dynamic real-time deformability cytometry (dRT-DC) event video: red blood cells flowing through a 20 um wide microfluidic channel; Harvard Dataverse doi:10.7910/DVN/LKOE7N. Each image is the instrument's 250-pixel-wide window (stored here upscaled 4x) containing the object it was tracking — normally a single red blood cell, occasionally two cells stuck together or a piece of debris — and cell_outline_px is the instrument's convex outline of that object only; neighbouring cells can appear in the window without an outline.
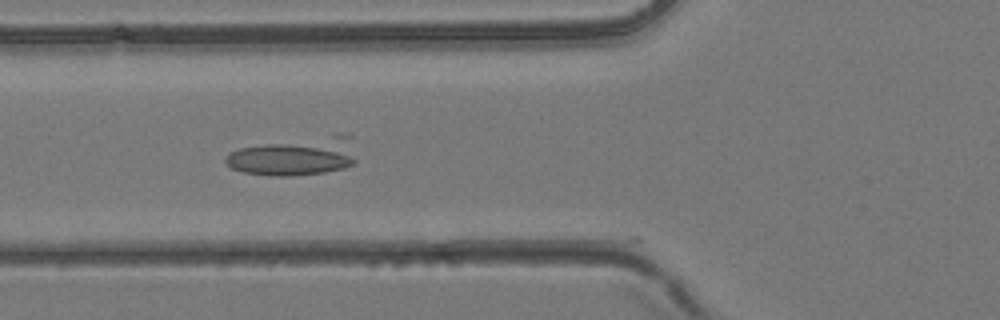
{"species": "common noctule bat (a hibernating species)", "species_latin": "Nyctalus noctula", "temperature_condition": "room temperature", "stored_images_in_passage": 44, "camera_frame_rate_fps": 3000, "um_per_image_px": 0.085, "animal": {"sex": "female", "body_mass_g": 24.6, "forearm_length_mm": 56.2}, "frame": {"image": 1, "passage_image": 17, "time_ms": 5.333, "image_size_px": [1000, 320], "cell_outline_px": [[356, 164], [344, 168], [324, 172], [288, 176], [272, 176], [244, 172], [232, 168], [224, 160], [232, 152], [240, 148], [340, 132], [348, 132], [352, 136], [356, 160]], "centroid_in_image_um": [25.2, 13.26], "position_along_channel_um": 100.6, "area_um2": 29.36}}
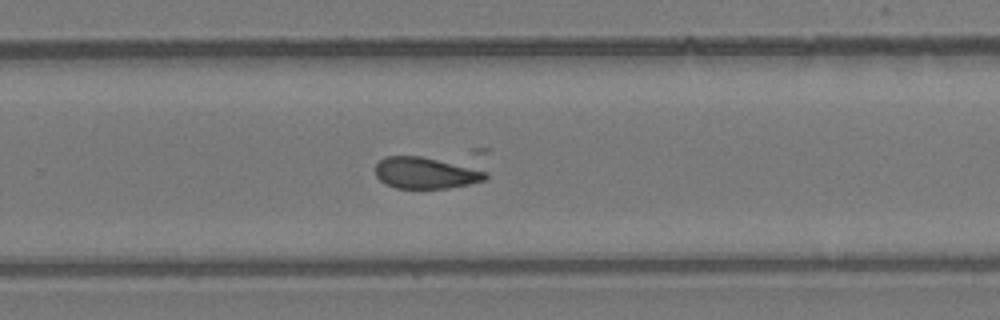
{"frame": {"image": 2, "passage_image": 29, "time_ms": 9.333, "image_size_px": [1000, 320], "cell_outline_px": [[488, 176], [484, 180], [468, 184], [448, 188], [396, 188], [380, 180], [376, 176], [376, 164], [384, 156], [420, 156], [480, 168], [488, 172]], "centroid_in_image_um": [36.21, 14.69], "position_along_channel_um": 293.6, "area_um2": 20.23}}
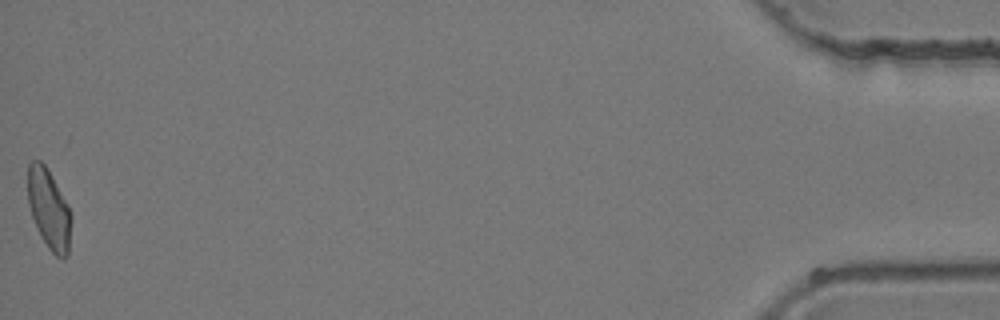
{"frame": {"image": 3, "passage_image": 44, "time_ms": 14.333, "image_size_px": [1000, 320], "cell_outline_px": [[72, 220], [68, 256], [64, 260], [60, 260], [48, 248], [40, 236], [36, 228], [28, 204], [28, 164], [32, 160], [40, 160], [44, 164], [68, 204], [72, 216]], "centroid_in_image_um": [4.17, 17.84], "position_along_channel_um": 431.0, "area_um2": 20.46}}